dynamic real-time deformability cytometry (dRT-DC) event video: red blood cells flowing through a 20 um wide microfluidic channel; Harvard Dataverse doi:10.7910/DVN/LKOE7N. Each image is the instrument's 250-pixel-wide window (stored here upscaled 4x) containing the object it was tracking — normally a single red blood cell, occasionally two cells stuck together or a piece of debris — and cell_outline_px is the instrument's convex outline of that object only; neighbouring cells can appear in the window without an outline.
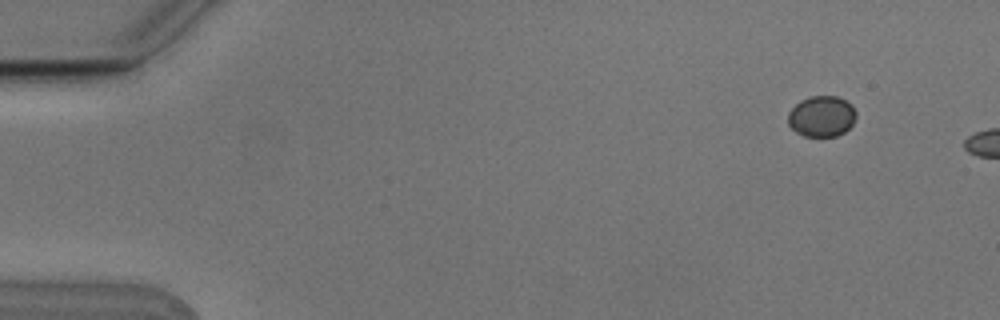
{"species": "Egyptian fruit bat (a non-hibernating species)", "species_latin": "Rousettus aegyptiacus", "temperature_condition": "cold", "stored_images_in_passage": 4, "camera_frame_rate_fps": 3000, "um_per_image_px": 0.085, "animal": {"sex": "male"}, "frame": {"image": 1, "passage_image": 1, "time_ms": 0.0, "image_size_px": [1000, 320], "cell_outline_px": [[856, 116], [852, 124], [844, 132], [836, 136], [804, 136], [796, 132], [788, 124], [788, 112], [800, 100], [812, 96], [836, 96], [852, 104], [856, 112]], "centroid_in_image_um": [69.83, 9.88], "position_along_channel_um": 15.2, "area_um2": 16.18}}